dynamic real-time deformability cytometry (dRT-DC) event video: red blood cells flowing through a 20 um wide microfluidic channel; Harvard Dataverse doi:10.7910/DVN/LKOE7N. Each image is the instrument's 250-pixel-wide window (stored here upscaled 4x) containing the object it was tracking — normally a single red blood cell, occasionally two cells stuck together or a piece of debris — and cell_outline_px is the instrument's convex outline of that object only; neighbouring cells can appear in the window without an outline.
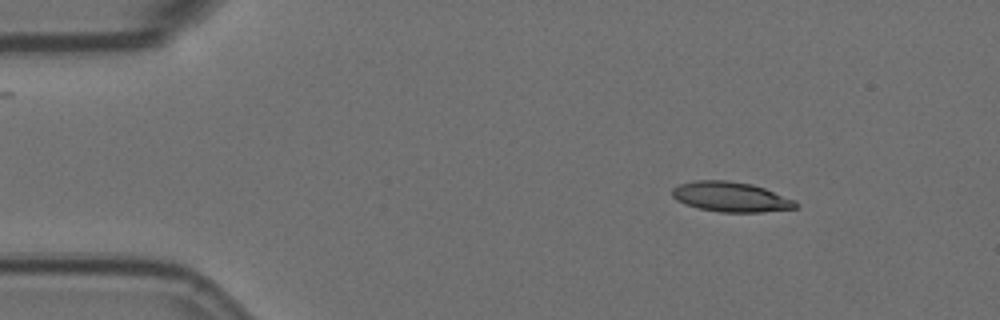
{"species": "Egyptian fruit bat (a non-hibernating species)", "species_latin": "Rousettus aegyptiacus", "temperature_condition": "room temperature", "stored_images_in_passage": 3, "camera_frame_rate_fps": 3000, "um_per_image_px": 0.085, "animal": {"sex": "female"}, "frame": {"image": 1, "passage_image": 1, "time_ms": 0.0, "image_size_px": [1000, 320], "cell_outline_px": [[800, 204], [796, 208], [760, 212], [720, 212], [696, 208], [684, 204], [676, 200], [672, 196], [672, 188], [680, 184], [696, 180], [728, 180], [752, 184], [764, 188], [796, 200]], "centroid_in_image_um": [62.11, 16.73], "position_along_channel_um": 22.9, "area_um2": 21.73}}